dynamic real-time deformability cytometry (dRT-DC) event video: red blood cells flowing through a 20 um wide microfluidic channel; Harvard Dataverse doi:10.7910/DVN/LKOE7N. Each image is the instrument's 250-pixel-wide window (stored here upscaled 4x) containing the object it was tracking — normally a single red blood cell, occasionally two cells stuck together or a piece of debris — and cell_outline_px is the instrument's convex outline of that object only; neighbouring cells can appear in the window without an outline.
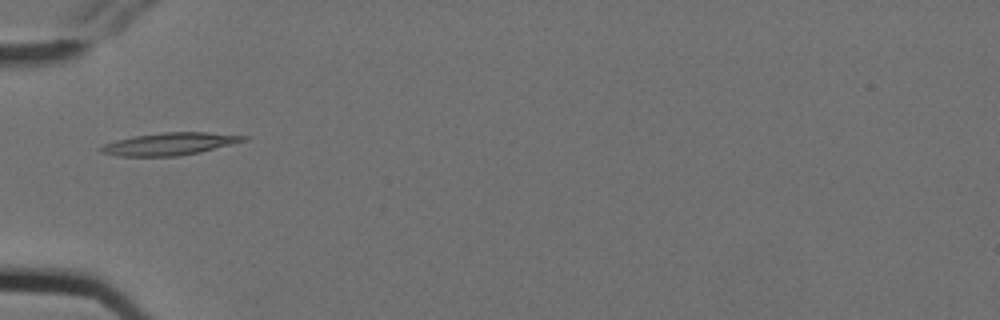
{"species": "Egyptian fruit bat (a non-hibernating species)", "species_latin": "Rousettus aegyptiacus", "temperature_condition": "cold", "stored_images_in_passage": 2, "camera_frame_rate_fps": 3000, "um_per_image_px": 0.085, "animal": {"sex": "female"}, "frame": {"image": 1, "passage_image": 2, "time_ms": 0.333, "image_size_px": [1000, 320], "cell_outline_px": [[252, 136], [248, 140], [200, 152], [176, 156], [120, 156], [100, 152], [100, 148], [104, 144], [116, 140], [132, 136], [164, 132], [208, 132]], "centroid_in_image_um": [14.48, 12.22], "position_along_channel_um": 70.5, "area_um2": 18.67}}